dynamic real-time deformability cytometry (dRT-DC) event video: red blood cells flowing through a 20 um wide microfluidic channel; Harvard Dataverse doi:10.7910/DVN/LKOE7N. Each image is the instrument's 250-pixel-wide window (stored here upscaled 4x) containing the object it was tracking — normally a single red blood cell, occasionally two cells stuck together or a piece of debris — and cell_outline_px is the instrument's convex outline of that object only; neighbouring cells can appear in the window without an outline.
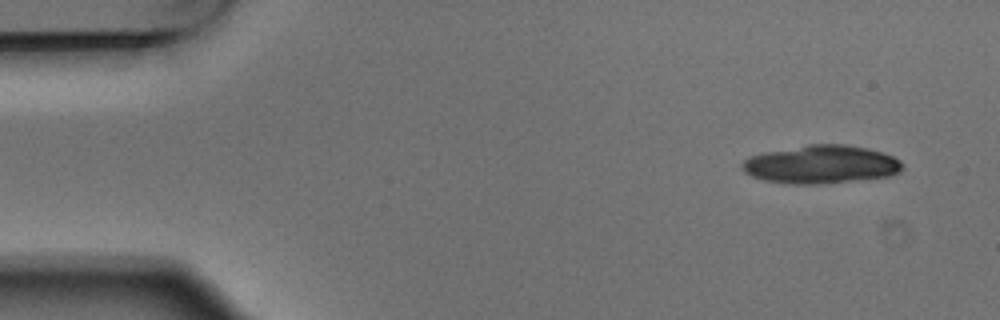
{"species": "Egyptian fruit bat (a non-hibernating species)", "species_latin": "Rousettus aegyptiacus", "temperature_condition": "warm", "stored_images_in_passage": 5, "camera_frame_rate_fps": 3000, "um_per_image_px": 0.085, "animal": {"sex": "male"}, "frame": {"image": 1, "passage_image": 1, "time_ms": 0.0, "image_size_px": [1000, 320], "cell_outline_px": [[904, 168], [900, 172], [888, 176], [816, 184], [788, 184], [764, 180], [752, 176], [744, 172], [740, 168], [740, 164], [744, 160], [752, 156], [764, 152], [808, 144], [844, 144], [868, 148], [892, 156], [900, 160], [904, 164]], "centroid_in_image_um": [69.77, 13.97], "position_along_channel_um": 15.2, "area_um2": 35.66}}